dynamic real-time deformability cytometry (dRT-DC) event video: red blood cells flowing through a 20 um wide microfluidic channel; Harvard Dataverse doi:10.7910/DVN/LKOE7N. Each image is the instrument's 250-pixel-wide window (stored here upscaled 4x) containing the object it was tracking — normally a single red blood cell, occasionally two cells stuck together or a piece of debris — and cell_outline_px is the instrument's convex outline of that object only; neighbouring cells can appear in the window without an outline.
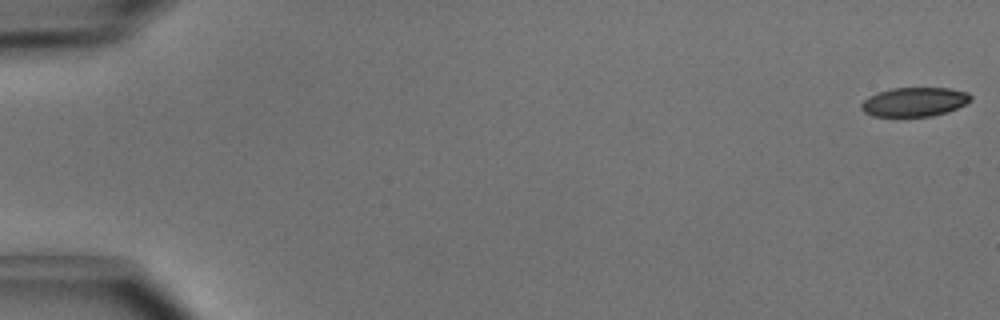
{"species": "common noctule bat (a hibernating species)", "species_latin": "Nyctalus noctula", "temperature_condition": "cold", "stored_images_in_passage": 4, "camera_frame_rate_fps": 3000, "um_per_image_px": 0.085, "animal": {"sex": "male", "body_mass_g": 15.6}, "frame": {"image": 1, "passage_image": 1, "time_ms": 0.0, "image_size_px": [1000, 320], "cell_outline_px": [[972, 100], [948, 112], [932, 116], [872, 116], [864, 112], [860, 108], [860, 104], [868, 96], [876, 92], [892, 88], [948, 88], [968, 92], [972, 96]], "centroid_in_image_um": [77.7, 8.66], "position_along_channel_um": 7.3, "area_um2": 18.67}}
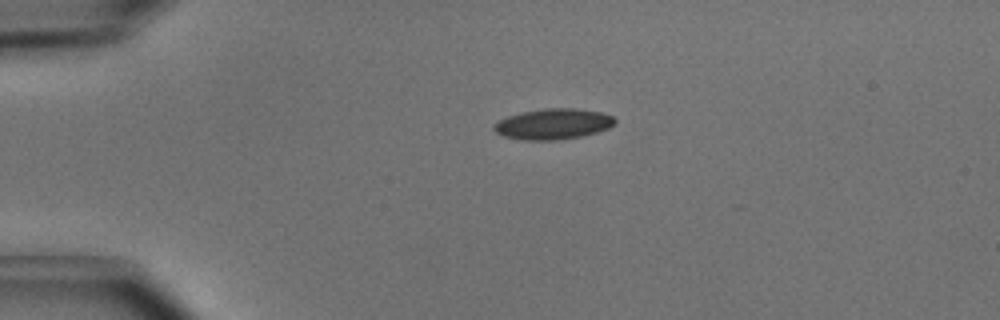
{"frame": {"image": 2, "passage_image": 4, "time_ms": 1.0, "image_size_px": [1000, 320], "cell_outline_px": [[616, 124], [608, 128], [596, 132], [580, 136], [556, 140], [520, 140], [504, 136], [496, 132], [492, 128], [500, 120], [508, 116], [520, 112], [544, 108], [576, 108], [600, 112], [612, 116], [616, 120]], "centroid_in_image_um": [47.02, 10.53], "position_along_channel_um": 38.0, "area_um2": 21.56}}